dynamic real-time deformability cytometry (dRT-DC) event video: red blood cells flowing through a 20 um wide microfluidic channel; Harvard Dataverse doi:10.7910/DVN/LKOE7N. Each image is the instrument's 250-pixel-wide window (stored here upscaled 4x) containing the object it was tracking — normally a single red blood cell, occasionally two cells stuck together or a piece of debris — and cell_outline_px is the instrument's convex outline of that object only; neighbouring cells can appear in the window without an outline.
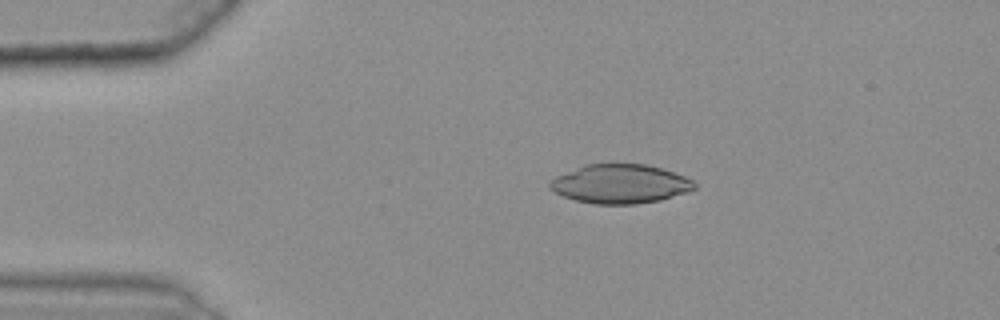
{"species": "common noctule bat (a hibernating species)", "species_latin": "Nyctalus noctula", "temperature_condition": "warm", "stored_images_in_passage": 47, "camera_frame_rate_fps": 3000, "um_per_image_px": 0.085, "animal": {"sex": "female", "body_mass_g": 25.1}, "frame": {"image": 1, "passage_image": 10, "time_ms": 3.0, "image_size_px": [1000, 320], "cell_outline_px": [[696, 188], [660, 200], [636, 204], [592, 204], [576, 200], [564, 196], [548, 188], [548, 184], [556, 176], [584, 164], [644, 164], [660, 168], [684, 176], [692, 180], [696, 184]], "centroid_in_image_um": [52.68, 15.63], "position_along_channel_um": 32.3, "area_um2": 32.6}}
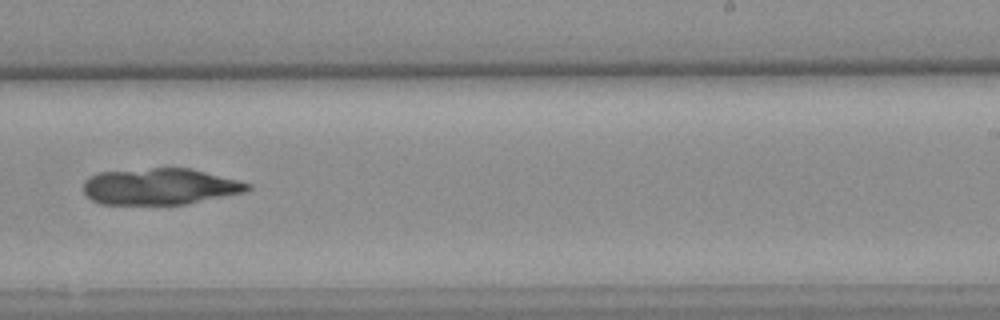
{"frame": {"image": 2, "passage_image": 34, "time_ms": 11.0, "image_size_px": [1000, 320], "cell_outline_px": [[252, 188], [244, 192], [184, 204], [100, 204], [92, 200], [84, 192], [84, 180], [88, 176], [96, 172], [152, 168], [192, 168], [240, 180], [252, 184]], "centroid_in_image_um": [13.59, 15.84], "position_along_channel_um": 275.4, "area_um2": 34.97}}
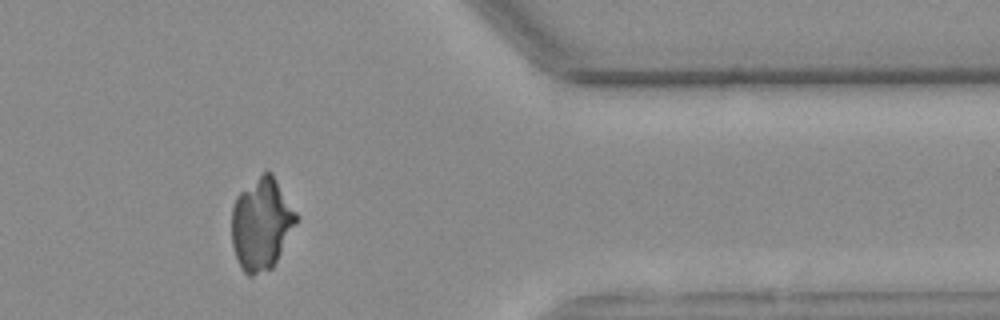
{"frame": {"image": 3, "passage_image": 45, "time_ms": 14.667, "image_size_px": [1000, 320], "cell_outline_px": [[300, 216], [296, 224], [272, 268], [252, 276], [248, 276], [240, 268], [232, 244], [232, 208], [236, 196], [240, 192], [264, 172], [272, 172]], "centroid_in_image_um": [22.24, 19.04], "position_along_channel_um": 389.2, "area_um2": 34.62}}